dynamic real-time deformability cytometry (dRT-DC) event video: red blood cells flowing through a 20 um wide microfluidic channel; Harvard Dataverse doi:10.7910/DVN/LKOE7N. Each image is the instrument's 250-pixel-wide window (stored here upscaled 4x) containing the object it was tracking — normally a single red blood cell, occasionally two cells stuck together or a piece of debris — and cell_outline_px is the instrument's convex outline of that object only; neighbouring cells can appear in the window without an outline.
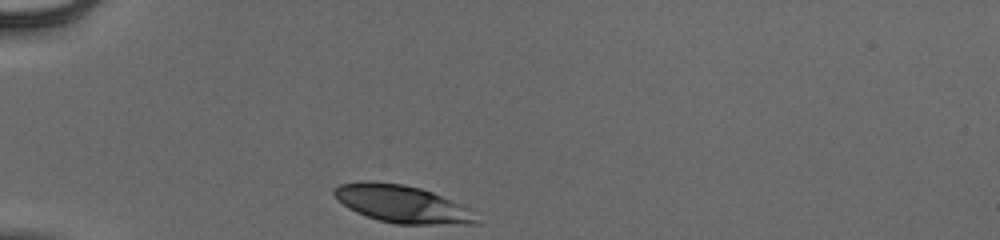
{"species": "human", "species_latin": "Homo sapiens", "temperature_condition": "cold", "stored_images_in_passage": 30, "camera_frame_rate_fps": 3000, "um_per_image_px": 0.085, "donor": {"sex": "male"}, "frame": {"image": 1, "passage_image": 1, "time_ms": 0.0, "image_size_px": [1000, 240], "cell_outline_px": [[480, 224], [396, 224], [380, 220], [356, 212], [348, 208], [332, 192], [332, 188], [340, 184], [360, 180], [372, 180], [404, 184], [420, 188], [432, 192], [468, 208]], "centroid_in_image_um": [34.12, 17.32], "position_along_channel_um": 50.9, "area_um2": 30.87}}
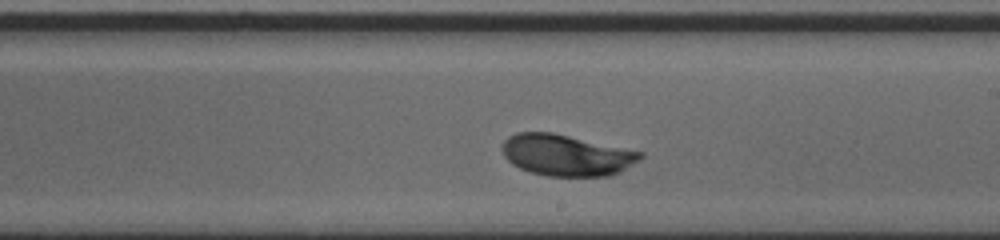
{"frame": {"image": 2, "passage_image": 18, "time_ms": 5.667, "image_size_px": [1000, 240], "cell_outline_px": [[644, 156], [640, 160], [620, 172], [612, 176], [548, 176], [528, 172], [512, 164], [504, 156], [504, 140], [508, 136], [516, 132], [552, 132], [644, 152]], "centroid_in_image_um": [48.17, 13.19], "position_along_channel_um": 240.8, "area_um2": 33.35}}
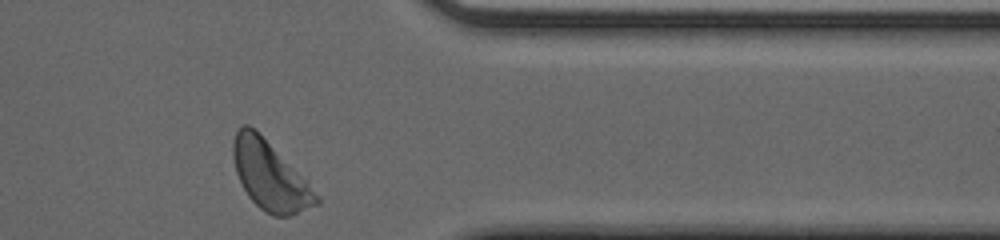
{"frame": {"image": 3, "passage_image": 30, "time_ms": 9.667, "image_size_px": [1000, 240], "cell_outline_px": [[320, 204], [288, 216], [272, 216], [260, 208], [248, 196], [236, 172], [232, 156], [232, 144], [236, 132], [244, 124], [248, 124], [308, 180], [320, 196]], "centroid_in_image_um": [22.98, 14.97], "position_along_channel_um": 388.4, "area_um2": 32.95}, "authors_computed_cell_mechanics": {"area_um2": 32.5703, "velocity_mm_per_s": 3.8661, "shape_relaxation_time_tau1_ms": 2.0497, "shape_relaxation_time_tau2_ms": null, "deformation_change_tau1": 0.1338, "deformation_change_tau2": null}}